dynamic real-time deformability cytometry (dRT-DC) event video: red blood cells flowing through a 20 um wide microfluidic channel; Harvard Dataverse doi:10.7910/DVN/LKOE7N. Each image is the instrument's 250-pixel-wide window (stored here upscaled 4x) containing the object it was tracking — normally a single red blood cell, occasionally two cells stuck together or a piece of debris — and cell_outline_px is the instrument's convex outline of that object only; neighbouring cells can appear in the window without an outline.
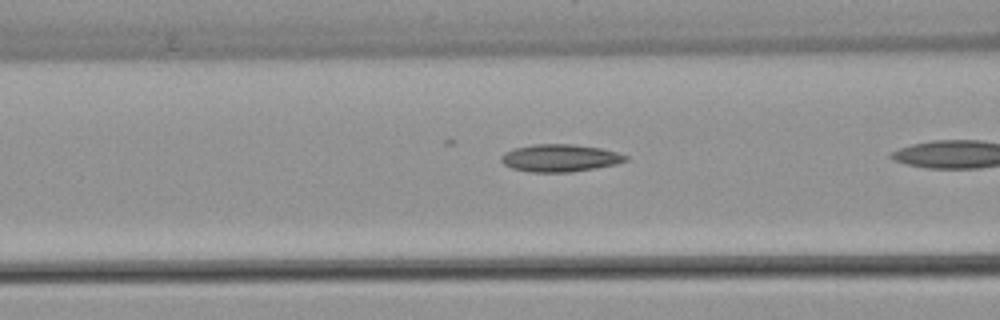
{"species": "common noctule bat (a hibernating species)", "species_latin": "Nyctalus noctula", "temperature_condition": "warm", "stored_images_in_passage": 29, "camera_frame_rate_fps": 3000, "um_per_image_px": 0.085, "animal": {"sex": "female", "body_mass_g": 22.7, "forearm_length_mm": 54.2}, "frame": {"image": 1, "passage_image": 17, "time_ms": 5.333, "image_size_px": [1000, 320], "cell_outline_px": [[628, 160], [616, 164], [596, 168], [572, 172], [528, 172], [512, 168], [504, 164], [500, 160], [500, 156], [504, 152], [512, 148], [532, 144], [572, 144], [600, 148], [616, 152], [628, 156]], "centroid_in_image_um": [47.56, 13.43], "position_along_channel_um": 119.0, "area_um2": 20.06}}